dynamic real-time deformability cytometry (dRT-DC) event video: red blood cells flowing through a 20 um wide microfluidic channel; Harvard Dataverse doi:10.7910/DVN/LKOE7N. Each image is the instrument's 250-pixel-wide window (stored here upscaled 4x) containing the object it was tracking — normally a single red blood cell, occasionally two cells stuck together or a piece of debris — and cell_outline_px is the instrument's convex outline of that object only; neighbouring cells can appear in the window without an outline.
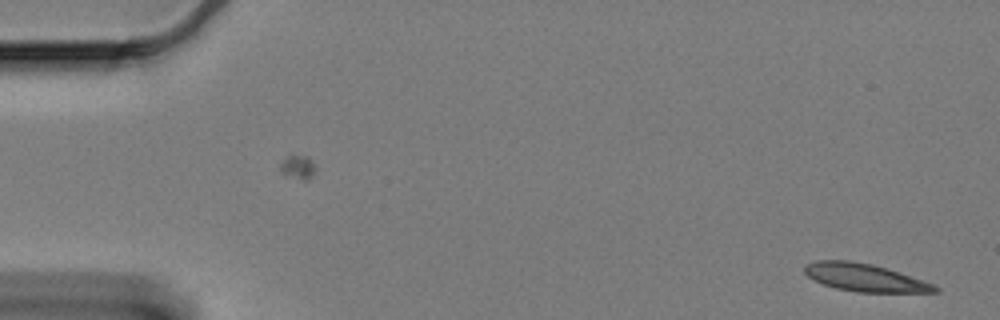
{"species": "Egyptian fruit bat (a non-hibernating species)", "species_latin": "Rousettus aegyptiacus", "temperature_condition": "cold", "stored_images_in_passage": 54, "camera_frame_rate_fps": 3000, "um_per_image_px": 0.085, "animal": {"sex": "female"}, "frame": {"image": 1, "passage_image": 2, "time_ms": 0.333, "image_size_px": [1000, 320], "cell_outline_px": [[940, 292], [856, 292], [836, 288], [824, 284], [808, 276], [804, 272], [804, 268], [808, 264], [816, 260], [848, 260], [872, 264], [888, 268], [936, 284], [940, 288]], "centroid_in_image_um": [73.58, 23.59], "position_along_channel_um": 11.4, "area_um2": 21.1}}
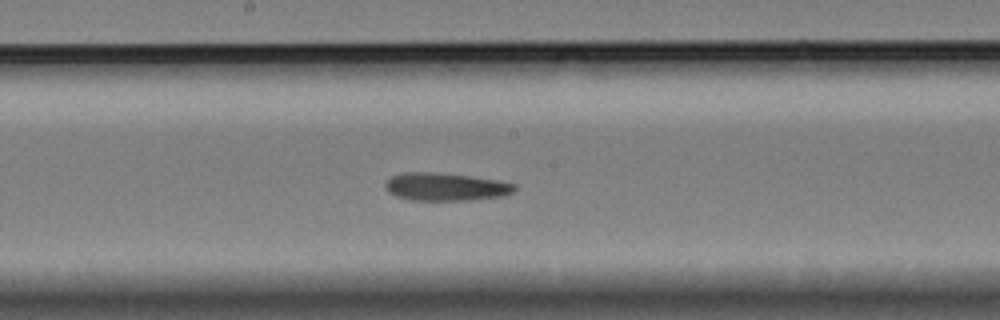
{"frame": {"image": 2, "passage_image": 32, "time_ms": 10.333, "image_size_px": [1000, 320], "cell_outline_px": [[516, 188], [512, 192], [500, 196], [468, 200], [412, 200], [396, 196], [388, 192], [384, 184], [392, 176], [404, 172], [436, 172], [500, 180], [516, 184]], "centroid_in_image_um": [37.86, 15.87], "position_along_channel_um": 210.3, "area_um2": 20.87}}
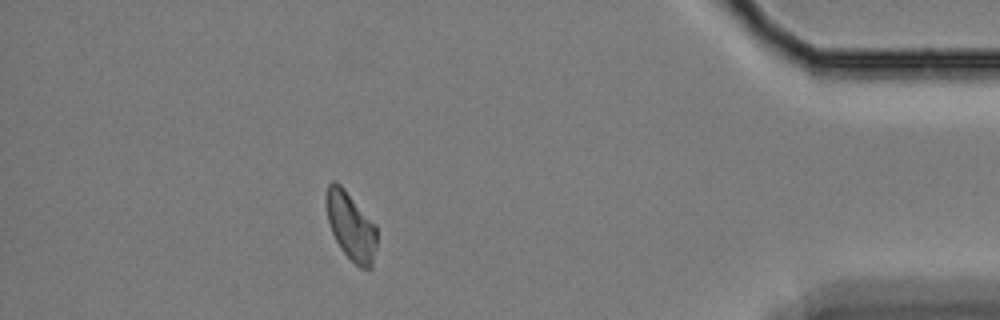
{"frame": {"image": 3, "passage_image": 54, "time_ms": 17.667, "image_size_px": [1000, 320], "cell_outline_px": [[376, 248], [372, 268], [360, 268], [340, 248], [332, 232], [328, 220], [328, 184], [332, 180], [336, 180], [344, 188], [376, 224]], "centroid_in_image_um": [29.87, 19.24], "position_along_channel_um": 405.3, "area_um2": 19.65}}